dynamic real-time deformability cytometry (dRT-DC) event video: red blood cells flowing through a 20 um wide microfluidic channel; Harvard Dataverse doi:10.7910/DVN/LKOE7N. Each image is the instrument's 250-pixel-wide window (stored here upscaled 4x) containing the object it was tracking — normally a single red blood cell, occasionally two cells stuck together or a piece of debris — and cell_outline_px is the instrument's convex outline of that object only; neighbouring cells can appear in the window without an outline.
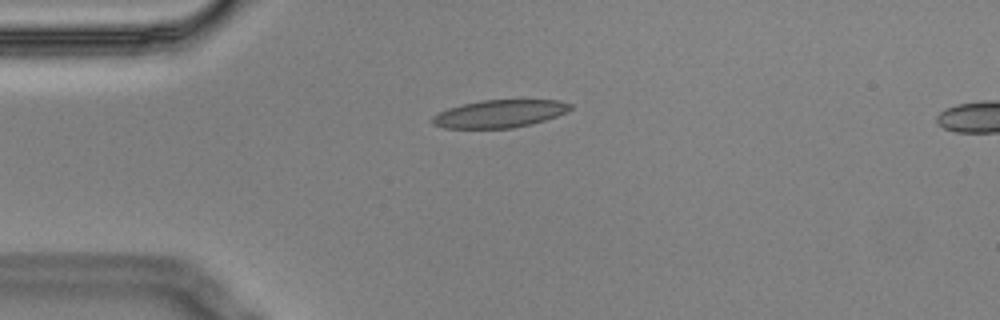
{"species": "Egyptian fruit bat (a non-hibernating species)", "species_latin": "Rousettus aegyptiacus", "temperature_condition": "cold", "stored_images_in_passage": 12, "camera_frame_rate_fps": 3000, "um_per_image_px": 0.085, "animal": {"sex": "male"}, "frame": {"image": 1, "passage_image": 3, "time_ms": 0.667, "image_size_px": [1000, 320], "cell_outline_px": [[572, 108], [556, 116], [532, 124], [512, 128], [444, 128], [432, 124], [432, 116], [448, 108], [480, 100], [560, 100], [572, 104]], "centroid_in_image_um": [42.45, 9.66], "position_along_channel_um": 42.5, "area_um2": 22.14}}
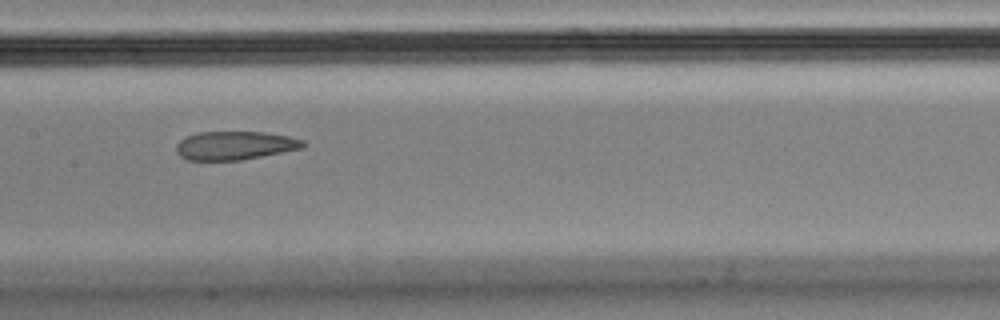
{"frame": {"image": 2, "passage_image": 7, "time_ms": 2.0, "image_size_px": [1000, 320], "cell_outline_px": [[304, 148], [240, 160], [188, 160], [180, 156], [176, 152], [176, 144], [180, 140], [196, 132], [264, 132], [288, 136], [304, 140]], "centroid_in_image_um": [19.95, 12.36], "position_along_channel_um": 187.4, "area_um2": 21.04}}
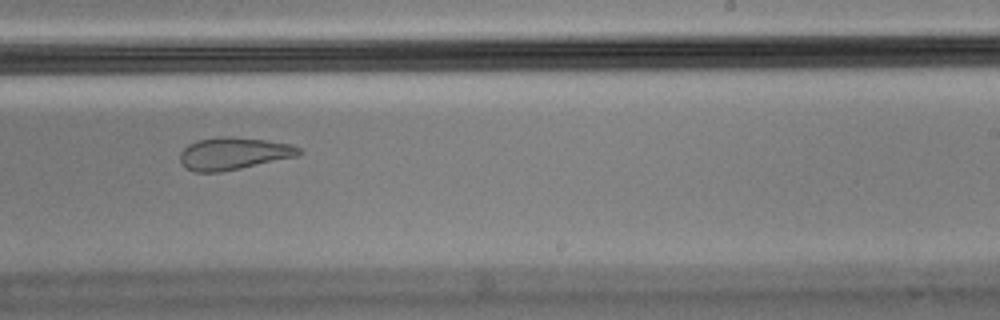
{"frame": {"image": 3, "passage_image": 9, "time_ms": 2.667, "image_size_px": [1000, 320], "cell_outline_px": [[304, 152], [296, 156], [240, 168], [220, 172], [196, 172], [184, 168], [180, 164], [180, 152], [188, 144], [196, 140], [220, 136], [228, 136], [264, 140], [292, 144], [300, 148]], "centroid_in_image_um": [19.81, 13.04], "position_along_channel_um": 269.2, "area_um2": 22.43}}